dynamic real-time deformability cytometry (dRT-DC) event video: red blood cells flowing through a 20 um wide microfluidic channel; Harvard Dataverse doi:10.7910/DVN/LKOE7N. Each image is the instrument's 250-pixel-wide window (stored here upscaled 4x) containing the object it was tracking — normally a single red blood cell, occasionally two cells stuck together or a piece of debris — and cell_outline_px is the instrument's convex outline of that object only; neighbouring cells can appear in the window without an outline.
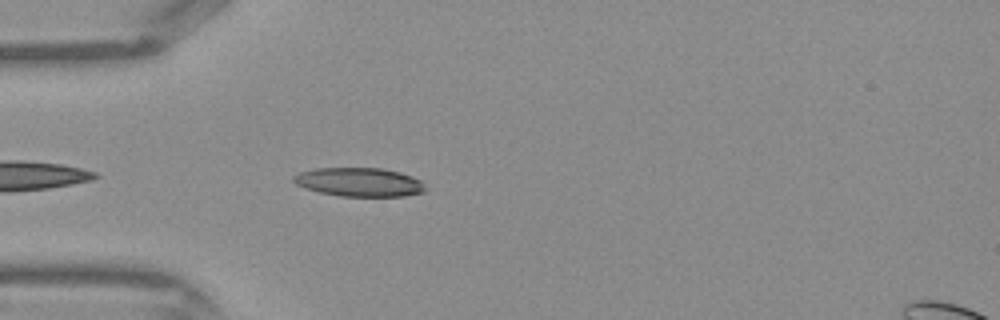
{"species": "Egyptian fruit bat (a non-hibernating species)", "species_latin": "Rousettus aegyptiacus", "temperature_condition": "warm", "stored_images_in_passage": 5, "camera_frame_rate_fps": 3000, "um_per_image_px": 0.085, "frame": {"image": 1, "passage_image": 2, "time_ms": 0.333, "image_size_px": [1000, 320], "cell_outline_px": [[424, 192], [404, 196], [340, 196], [320, 192], [296, 184], [292, 180], [292, 176], [300, 172], [316, 168], [384, 168], [400, 172], [412, 176], [420, 180], [424, 184]], "centroid_in_image_um": [30.55, 15.47], "position_along_channel_um": 54.5, "area_um2": 22.02}}